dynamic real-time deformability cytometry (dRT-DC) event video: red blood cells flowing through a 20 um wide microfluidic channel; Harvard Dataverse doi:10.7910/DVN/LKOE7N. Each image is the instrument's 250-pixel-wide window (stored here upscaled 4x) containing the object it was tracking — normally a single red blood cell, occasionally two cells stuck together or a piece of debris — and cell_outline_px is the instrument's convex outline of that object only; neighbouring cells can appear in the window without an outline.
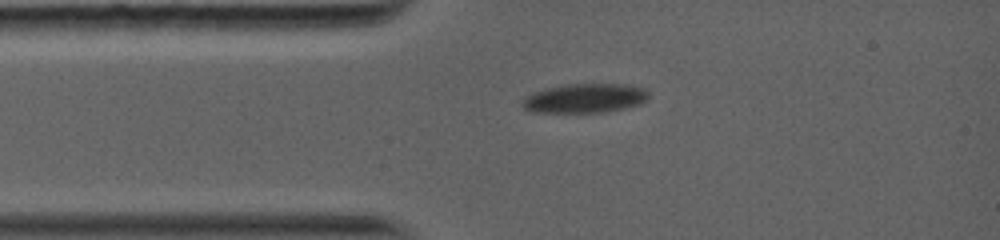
{"species": "common noctule bat (a hibernating species)", "species_latin": "Nyctalus noctula", "temperature_condition": "warm", "stored_images_in_passage": 25, "camera_frame_rate_fps": 5000, "um_per_image_px": 0.085, "animal": {"sex": "female", "body_mass_g": 19.0, "forearm_length_mm": 56.7}, "frame": {"image": 1, "passage_image": 1, "time_ms": 0.0, "image_size_px": [1000, 240], "cell_outline_px": [[648, 100], [640, 104], [624, 108], [604, 112], [536, 112], [524, 108], [520, 104], [520, 100], [532, 92], [548, 88], [568, 84], [628, 84], [644, 88], [648, 92]], "centroid_in_image_um": [49.72, 8.34], "position_along_channel_um": 35.3, "area_um2": 21.56}}
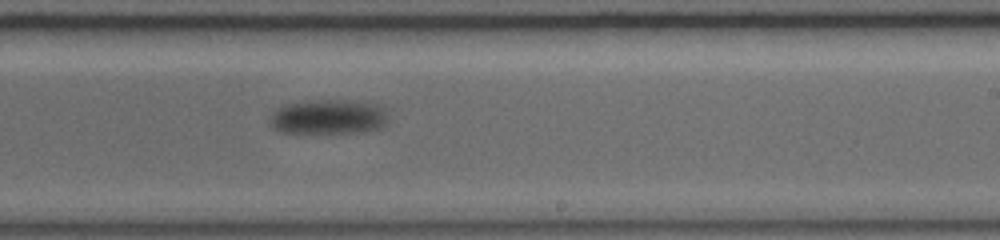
{"frame": {"image": 2, "passage_image": 12, "time_ms": 6.8, "image_size_px": [1000, 240], "cell_outline_px": [[388, 120], [384, 128], [364, 132], [280, 132], [272, 128], [268, 124], [268, 116], [276, 108], [288, 104], [328, 100], [344, 100], [380, 104], [384, 108]], "centroid_in_image_um": [27.93, 9.95], "position_along_channel_um": 261.1, "area_um2": 24.04}}
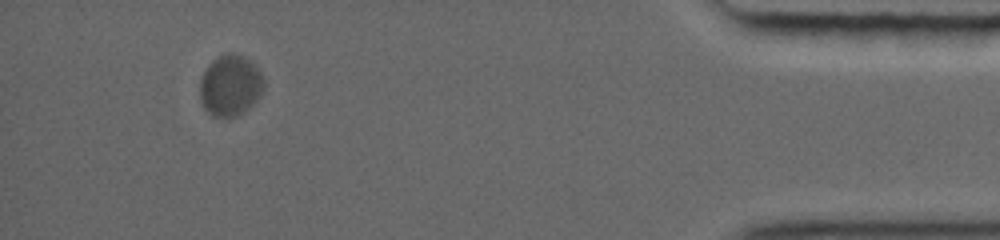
{"frame": {"image": 3, "passage_image": 23, "time_ms": 13.4, "image_size_px": [1000, 240], "cell_outline_px": [[264, 88], [260, 96], [248, 108], [232, 116], [216, 116], [204, 108], [200, 96], [200, 80], [208, 64], [216, 56], [224, 52], [232, 52], [244, 56], [260, 72], [264, 80]], "centroid_in_image_um": [19.56, 7.21], "position_along_channel_um": 415.6, "area_um2": 22.48}, "authors_computed_cell_mechanics": {"area_um2": 23.3512, "velocity_mm_per_s": 3.4674, "shape_relaxation_time_tau1_ms": 1.3898, "shape_relaxation_time_tau2_ms": null, "deformation_change_tau1": 0.0883, "deformation_change_tau2": null}}